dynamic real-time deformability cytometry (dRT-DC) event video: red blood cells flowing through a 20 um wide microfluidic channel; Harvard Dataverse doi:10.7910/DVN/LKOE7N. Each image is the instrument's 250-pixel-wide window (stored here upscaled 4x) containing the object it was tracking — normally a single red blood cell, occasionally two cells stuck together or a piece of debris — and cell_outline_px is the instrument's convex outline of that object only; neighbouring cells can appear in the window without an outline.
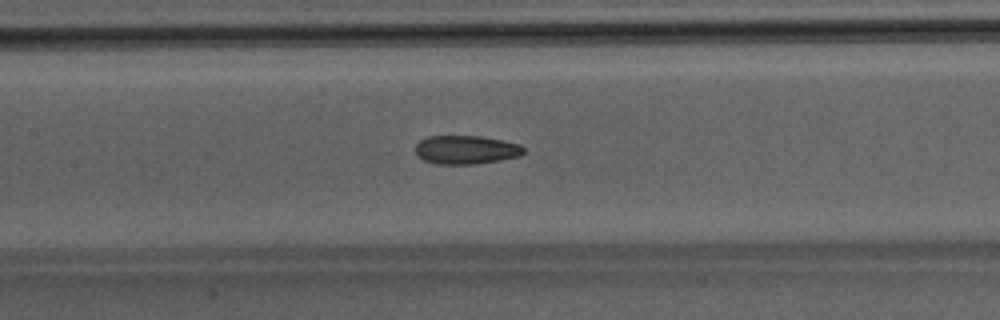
{"species": "Egyptian fruit bat (a non-hibernating species)", "species_latin": "Rousettus aegyptiacus", "temperature_condition": "room temperature", "stored_images_in_passage": 49, "camera_frame_rate_fps": 3000, "um_per_image_px": 0.085, "animal": {"sex": "male"}, "frame": {"image": 1, "passage_image": 23, "time_ms": 7.333, "image_size_px": [1000, 320], "cell_outline_px": [[524, 152], [520, 156], [500, 160], [476, 164], [436, 164], [424, 160], [416, 156], [416, 144], [420, 140], [428, 136], [480, 136], [504, 140], [520, 144], [524, 148]], "centroid_in_image_um": [39.61, 12.73], "position_along_channel_um": 167.8, "area_um2": 18.21}}
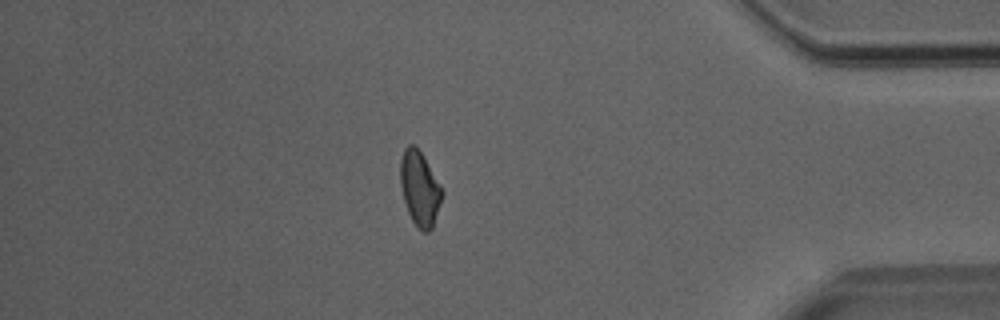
{"frame": {"image": 2, "passage_image": 42, "time_ms": 13.667, "image_size_px": [1000, 320], "cell_outline_px": [[444, 192], [432, 228], [428, 232], [424, 232], [412, 220], [408, 212], [404, 200], [400, 184], [400, 160], [404, 148], [408, 144], [412, 144], [424, 156], [440, 184]], "centroid_in_image_um": [35.67, 15.99], "position_along_channel_um": 399.5, "area_um2": 17.98}}
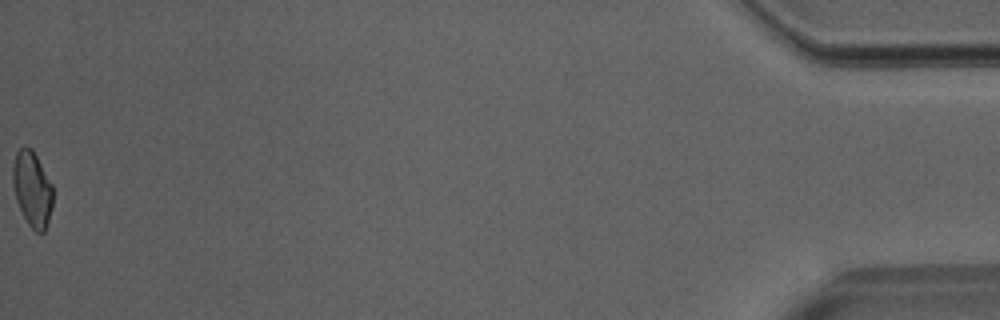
{"frame": {"image": 3, "passage_image": 49, "time_ms": 16.0, "image_size_px": [1000, 320], "cell_outline_px": [[52, 208], [44, 232], [36, 232], [28, 224], [16, 200], [12, 184], [12, 168], [16, 152], [24, 144], [32, 148], [52, 184]], "centroid_in_image_um": [2.72, 16.02], "position_along_channel_um": 432.5, "area_um2": 17.63}}